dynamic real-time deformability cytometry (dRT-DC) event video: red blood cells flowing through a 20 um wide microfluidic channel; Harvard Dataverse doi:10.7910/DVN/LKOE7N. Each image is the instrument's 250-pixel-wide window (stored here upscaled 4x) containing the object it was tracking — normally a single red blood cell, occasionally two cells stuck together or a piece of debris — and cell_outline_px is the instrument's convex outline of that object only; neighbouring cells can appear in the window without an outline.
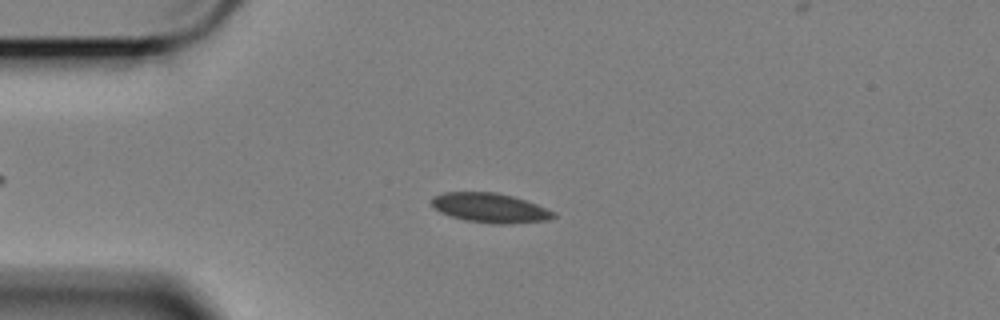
{"species": "Egyptian fruit bat (a non-hibernating species)", "species_latin": "Rousettus aegyptiacus", "temperature_condition": "cold", "stored_images_in_passage": 46, "camera_frame_rate_fps": 3000, "um_per_image_px": 0.085, "animal": {"sex": "female"}, "frame": {"image": 1, "passage_image": 14, "time_ms": 4.333, "image_size_px": [1000, 320], "cell_outline_px": [[556, 216], [548, 220], [512, 224], [492, 224], [464, 220], [440, 212], [432, 204], [432, 196], [444, 192], [496, 192], [512, 196], [536, 204], [556, 212]], "centroid_in_image_um": [41.67, 17.68], "position_along_channel_um": 43.3, "area_um2": 20.98}}
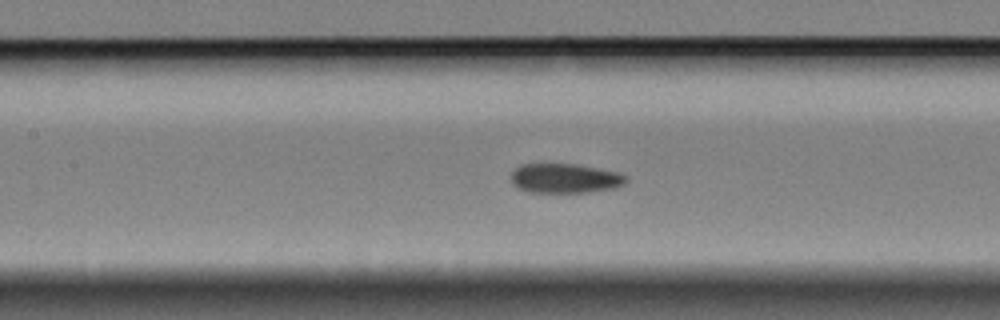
{"frame": {"image": 2, "passage_image": 26, "time_ms": 8.333, "image_size_px": [1000, 320], "cell_outline_px": [[628, 180], [624, 184], [616, 188], [588, 192], [528, 192], [516, 188], [512, 184], [512, 172], [520, 164], [576, 164], [620, 172], [628, 176]], "centroid_in_image_um": [48.05, 15.16], "position_along_channel_um": 159.3, "area_um2": 20.0}}
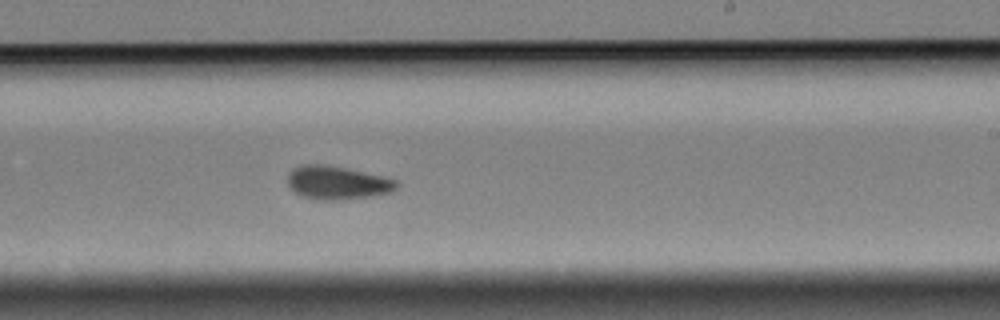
{"frame": {"image": 3, "passage_image": 35, "time_ms": 11.333, "image_size_px": [1000, 320], "cell_outline_px": [[400, 184], [392, 192], [368, 196], [340, 200], [320, 200], [300, 196], [288, 184], [288, 172], [292, 168], [300, 164], [324, 164], [348, 168], [384, 176], [396, 180]], "centroid_in_image_um": [28.66, 15.51], "position_along_channel_um": 260.3, "area_um2": 21.39}}